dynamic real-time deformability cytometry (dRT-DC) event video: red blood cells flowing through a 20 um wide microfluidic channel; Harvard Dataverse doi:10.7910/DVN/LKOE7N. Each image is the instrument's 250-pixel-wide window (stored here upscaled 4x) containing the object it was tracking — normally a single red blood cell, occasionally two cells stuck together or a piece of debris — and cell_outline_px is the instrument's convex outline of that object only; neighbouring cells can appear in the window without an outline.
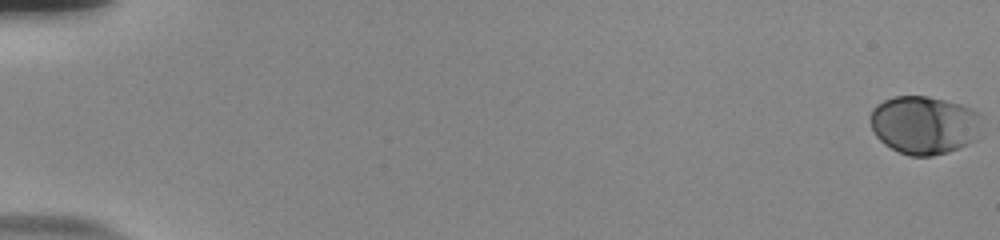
{"species": "human", "species_latin": "Homo sapiens", "temperature_condition": "room temperature", "stored_images_in_passage": 58, "camera_frame_rate_fps": 3000, "um_per_image_px": 0.085, "donor": {"sex": "male"}, "frame": {"image": 1, "passage_image": 1, "time_ms": 0.0, "image_size_px": [1000, 240], "cell_outline_px": [[980, 136], [976, 140], [968, 144], [948, 152], [932, 156], [908, 156], [884, 144], [876, 136], [868, 120], [868, 116], [872, 108], [876, 104], [892, 96], [928, 96], [960, 104], [980, 112]], "centroid_in_image_um": [78.54, 10.62], "position_along_channel_um": 6.5, "area_um2": 38.38}}
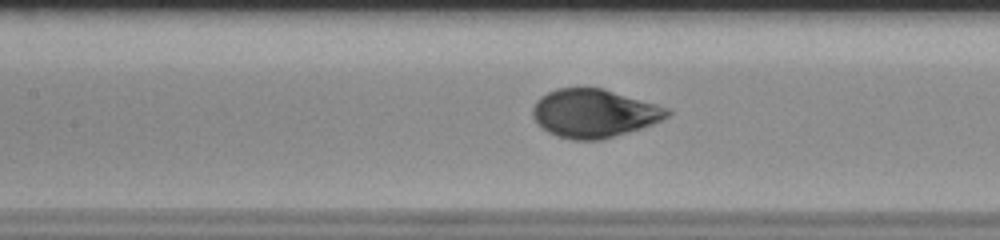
{"frame": {"image": 2, "passage_image": 29, "time_ms": 9.333, "image_size_px": [1000, 240], "cell_outline_px": [[672, 112], [668, 116], [652, 124], [604, 140], [572, 140], [556, 136], [548, 132], [536, 124], [532, 116], [532, 108], [536, 100], [540, 96], [556, 88], [604, 88], [656, 104], [668, 108]], "centroid_in_image_um": [50.45, 9.64], "position_along_channel_um": 156.9, "area_um2": 38.15}}
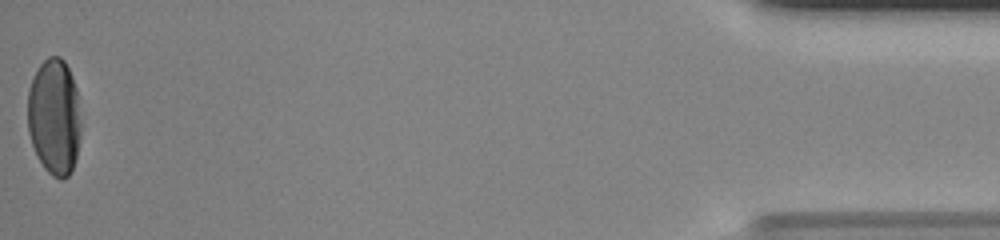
{"frame": {"image": 3, "passage_image": 58, "time_ms": 19.0, "image_size_px": [1000, 240], "cell_outline_px": [[80, 132], [76, 156], [72, 168], [68, 176], [64, 180], [60, 180], [52, 176], [44, 168], [32, 144], [28, 132], [28, 92], [32, 80], [40, 64], [48, 56], [60, 56], [64, 60], [72, 76], [76, 88], [80, 120]], "centroid_in_image_um": [4.61, 9.93], "position_along_channel_um": 430.6, "area_um2": 35.95}, "authors_computed_cell_mechanics": {"area_um2": 37.7723, "velocity_mm_per_s": 3.7057, "shape_relaxation_time_tau1_ms": 3.5254, "shape_relaxation_time_tau2_ms": null, "deformation_change_tau1": 0.1721, "deformation_change_tau2": null}}